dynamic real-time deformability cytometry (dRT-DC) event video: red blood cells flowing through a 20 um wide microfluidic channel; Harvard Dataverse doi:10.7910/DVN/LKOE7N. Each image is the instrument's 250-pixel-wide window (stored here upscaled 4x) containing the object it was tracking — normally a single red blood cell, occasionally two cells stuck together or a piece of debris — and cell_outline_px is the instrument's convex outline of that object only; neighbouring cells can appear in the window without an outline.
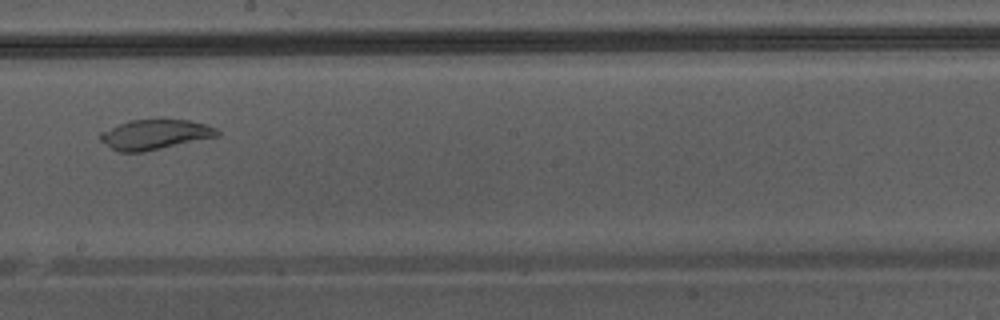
{"species": "Egyptian fruit bat (a non-hibernating species)", "species_latin": "Rousettus aegyptiacus", "temperature_condition": "warm", "stored_images_in_passage": 27, "camera_frame_rate_fps": 3000, "um_per_image_px": 0.085, "animal": {"sex": "male"}, "frame": {"image": 1, "passage_image": 12, "time_ms": 3.667, "image_size_px": [1000, 320], "cell_outline_px": [[220, 136], [144, 152], [120, 152], [112, 148], [100, 140], [100, 132], [120, 124], [132, 120], [188, 120], [208, 124], [216, 128], [220, 132]], "centroid_in_image_um": [13.22, 11.44], "position_along_channel_um": 235.0, "area_um2": 20.29}}